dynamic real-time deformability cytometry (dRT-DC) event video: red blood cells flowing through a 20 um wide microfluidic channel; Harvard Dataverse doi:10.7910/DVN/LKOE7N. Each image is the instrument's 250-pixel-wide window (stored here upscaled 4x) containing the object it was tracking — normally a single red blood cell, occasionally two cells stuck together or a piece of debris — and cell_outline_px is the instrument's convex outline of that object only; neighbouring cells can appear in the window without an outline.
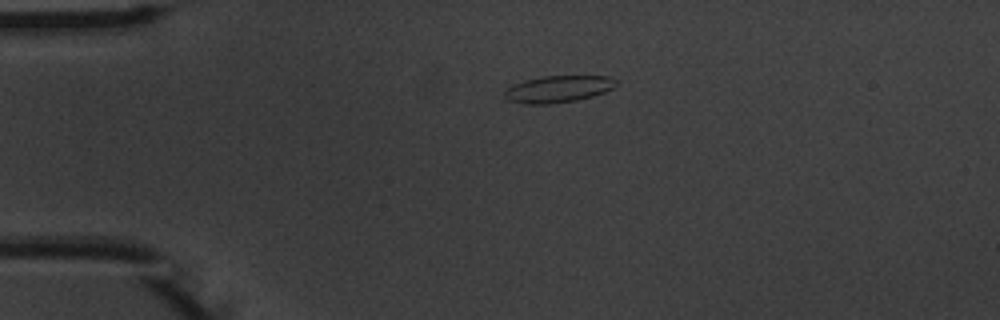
{"species": "common noctule bat (a hibernating species)", "species_latin": "Nyctalus noctula", "temperature_condition": "warm", "stored_images_in_passage": 2, "camera_frame_rate_fps": 3000, "um_per_image_px": 0.085, "animal": {"sex": "male", "body_mass_g": 20.1, "forearm_length_mm": 53.5}, "frame": {"image": 1, "passage_image": 1, "time_ms": 0.0, "image_size_px": [1000, 320], "cell_outline_px": [[616, 84], [612, 88], [604, 92], [592, 96], [576, 100], [548, 104], [528, 104], [508, 100], [504, 96], [504, 92], [508, 88], [524, 80], [540, 76], [612, 76], [616, 80]], "centroid_in_image_um": [47.45, 7.56], "position_along_channel_um": 37.5, "area_um2": 17.28}}